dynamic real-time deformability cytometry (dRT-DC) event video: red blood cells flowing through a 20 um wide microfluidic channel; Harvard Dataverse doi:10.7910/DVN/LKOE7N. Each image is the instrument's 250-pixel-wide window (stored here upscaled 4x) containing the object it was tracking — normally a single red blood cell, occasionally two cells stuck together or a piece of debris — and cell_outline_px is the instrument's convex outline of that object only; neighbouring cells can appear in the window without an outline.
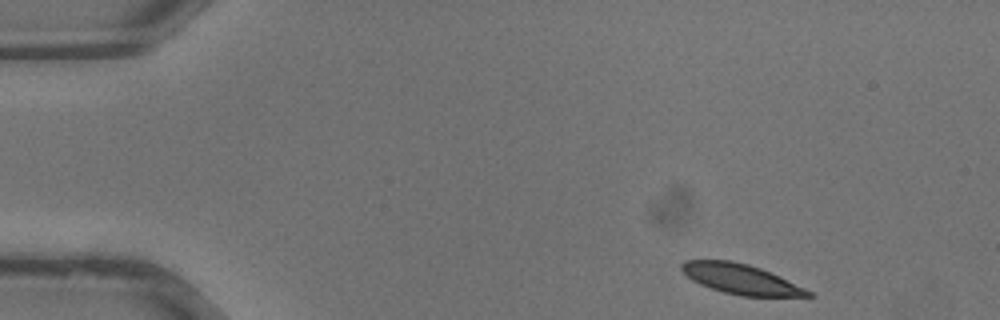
{"species": "common noctule bat (a hibernating species)", "species_latin": "Nyctalus noctula", "temperature_condition": "warm", "stored_images_in_passage": 33, "camera_frame_rate_fps": 3000, "um_per_image_px": 0.085, "animal": {"sex": "male", "body_mass_g": 13.3}, "frame": {"image": 1, "passage_image": 1, "time_ms": 0.0, "image_size_px": [1000, 320], "cell_outline_px": [[816, 296], [740, 296], [724, 292], [700, 284], [692, 280], [680, 268], [680, 264], [684, 260], [732, 260], [748, 264], [760, 268], [780, 276], [812, 292]], "centroid_in_image_um": [62.96, 23.71], "position_along_channel_um": 22.0, "area_um2": 21.96}}
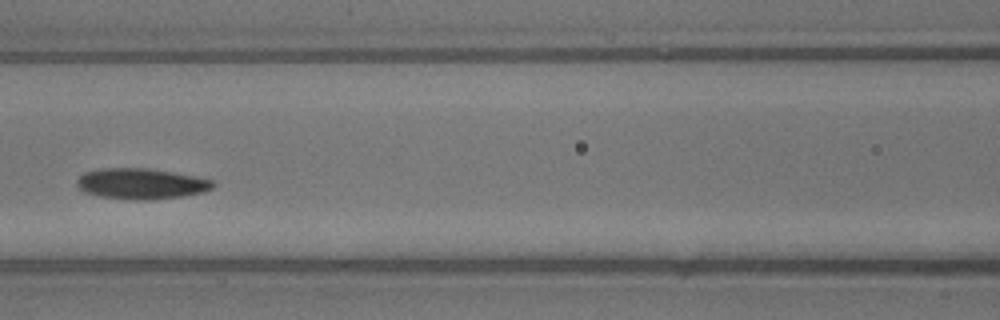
{"frame": {"image": 2, "passage_image": 13, "time_ms": 4.0, "image_size_px": [1000, 320], "cell_outline_px": [[216, 184], [212, 188], [204, 192], [184, 196], [148, 200], [132, 200], [100, 196], [84, 192], [76, 184], [76, 180], [84, 172], [104, 168], [148, 168], [172, 172], [212, 180]], "centroid_in_image_um": [11.99, 15.62], "position_along_channel_um": 154.6, "area_um2": 24.33}}
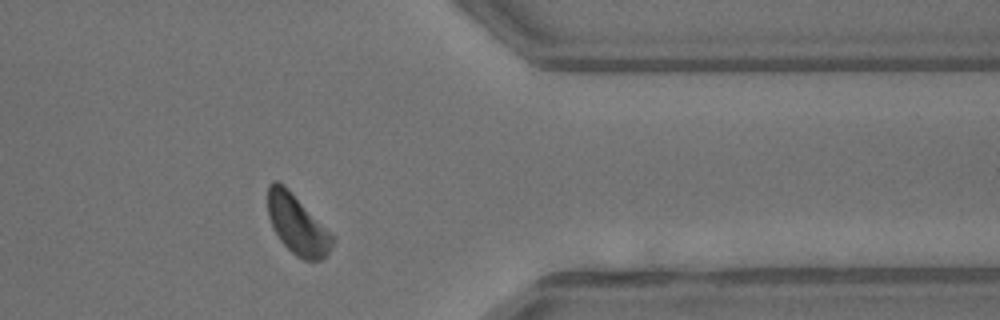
{"frame": {"image": 3, "passage_image": 26, "time_ms": 8.333, "image_size_px": [1000, 320], "cell_outline_px": [[336, 240], [332, 248], [324, 260], [304, 260], [296, 256], [280, 240], [268, 216], [268, 184], [272, 180], [276, 180], [284, 184], [288, 188]], "centroid_in_image_um": [25.26, 19.1], "position_along_channel_um": 386.1, "area_um2": 22.08}}